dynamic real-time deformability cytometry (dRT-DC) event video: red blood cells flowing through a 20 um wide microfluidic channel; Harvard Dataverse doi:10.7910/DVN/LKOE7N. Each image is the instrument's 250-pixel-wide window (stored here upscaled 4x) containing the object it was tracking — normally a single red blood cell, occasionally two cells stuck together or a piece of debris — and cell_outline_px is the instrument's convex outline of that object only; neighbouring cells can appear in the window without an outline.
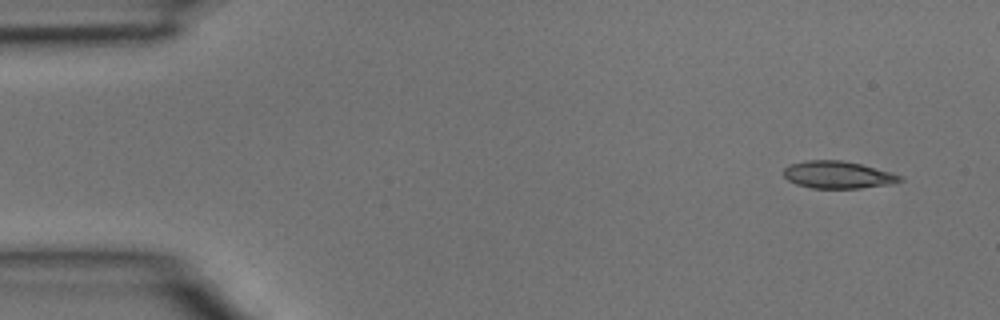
{"species": "common noctule bat (a hibernating species)", "species_latin": "Nyctalus noctula", "temperature_condition": "room temperature", "stored_images_in_passage": 5, "camera_frame_rate_fps": 3000, "um_per_image_px": 0.085, "animal": {"sex": "male", "body_mass_g": 15.6}, "frame": {"image": 1, "passage_image": 1, "time_ms": 0.0, "image_size_px": [1000, 320], "cell_outline_px": [[904, 180], [892, 184], [860, 188], [812, 188], [796, 184], [788, 180], [784, 176], [784, 168], [792, 164], [804, 160], [840, 160], [860, 164], [892, 172], [904, 176]], "centroid_in_image_um": [71.26, 14.86], "position_along_channel_um": 13.7, "area_um2": 18.55}}